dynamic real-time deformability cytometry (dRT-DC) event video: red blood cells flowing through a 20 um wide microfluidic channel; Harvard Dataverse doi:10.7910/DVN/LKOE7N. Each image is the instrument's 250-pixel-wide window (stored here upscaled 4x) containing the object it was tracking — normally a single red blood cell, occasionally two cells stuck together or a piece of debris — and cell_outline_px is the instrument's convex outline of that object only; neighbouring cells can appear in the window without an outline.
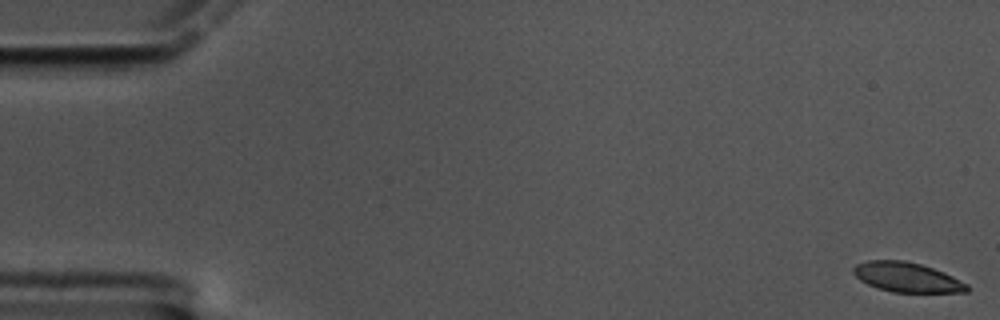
{"species": "common noctule bat (a hibernating species)", "species_latin": "Nyctalus noctula", "temperature_condition": "cold", "stored_images_in_passage": 15, "camera_frame_rate_fps": 3000, "um_per_image_px": 0.085, "animal": {"sex": "male", "body_mass_g": 17.5, "forearm_length_mm": 52.3}, "frame": {"image": 1, "passage_image": 1, "time_ms": 0.0, "image_size_px": [1000, 320], "cell_outline_px": [[968, 292], [892, 292], [876, 288], [860, 280], [852, 272], [852, 268], [856, 264], [868, 260], [904, 260], [920, 264], [944, 272], [968, 284]], "centroid_in_image_um": [77.06, 23.56], "position_along_channel_um": 7.9, "area_um2": 19.65}}